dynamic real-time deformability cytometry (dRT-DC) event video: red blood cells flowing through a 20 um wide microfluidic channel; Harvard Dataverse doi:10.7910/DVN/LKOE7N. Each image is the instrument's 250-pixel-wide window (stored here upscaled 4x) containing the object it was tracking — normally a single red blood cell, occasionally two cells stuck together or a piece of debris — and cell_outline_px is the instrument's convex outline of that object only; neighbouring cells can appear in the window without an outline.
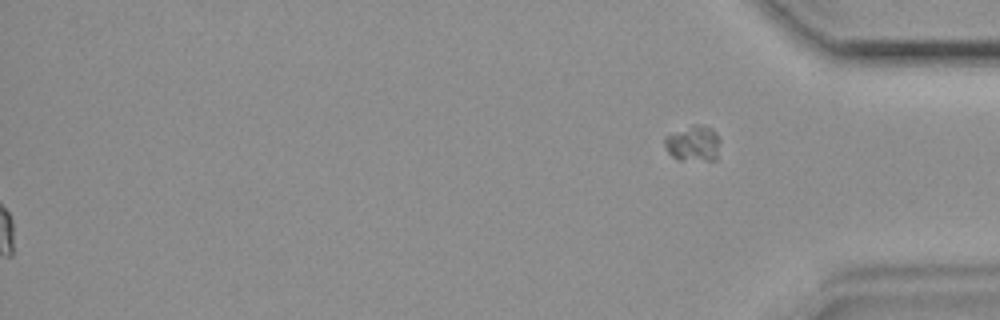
{"species": "common noctule bat (a hibernating species)", "species_latin": "Nyctalus noctula", "temperature_condition": "room temperature", "stored_images_in_passage": 48, "segment_of_instrument_passage": [2, 2], "camera_frame_rate_fps": 3000, "um_per_image_px": 0.085, "animal": {"sex": "female", "body_mass_g": 19.9}, "frame": {"image": 1, "passage_image": 48, "time_ms": 15.667, "image_size_px": [1000, 320], "cell_outline_px": [[720, 140], [716, 160], [676, 160], [668, 152], [664, 144], [664, 136], [696, 124], [704, 124], [712, 128], [716, 132]], "centroid_in_image_um": [58.93, 12.19], "position_along_channel_um": 376.3, "area_um2": 11.68}}